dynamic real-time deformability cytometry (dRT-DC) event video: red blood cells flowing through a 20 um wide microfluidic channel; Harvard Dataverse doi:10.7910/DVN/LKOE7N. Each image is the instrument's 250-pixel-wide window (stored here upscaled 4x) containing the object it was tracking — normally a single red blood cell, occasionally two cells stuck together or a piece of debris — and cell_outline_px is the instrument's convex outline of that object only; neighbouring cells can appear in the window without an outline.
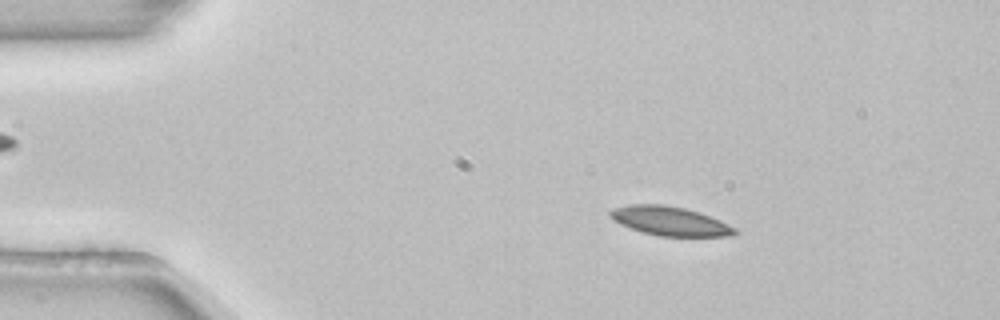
{"species": "common noctule bat (a hibernating species)", "species_latin": "Nyctalus noctula", "temperature_condition": "room temperature", "stored_images_in_passage": 53, "camera_frame_rate_fps": 3000, "um_per_image_px": 0.085, "animal": {"sex": "female", "body_mass_g": 22.7, "forearm_length_mm": 54.2}, "frame": {"image": 1, "passage_image": 9, "time_ms": 2.667, "image_size_px": [1000, 320], "cell_outline_px": [[740, 232], [732, 236], [660, 236], [640, 232], [620, 224], [612, 220], [608, 216], [608, 212], [612, 208], [628, 204], [664, 204], [684, 208], [700, 212], [720, 220], [736, 228]], "centroid_in_image_um": [56.92, 18.78], "position_along_channel_um": 28.1, "area_um2": 21.44}}
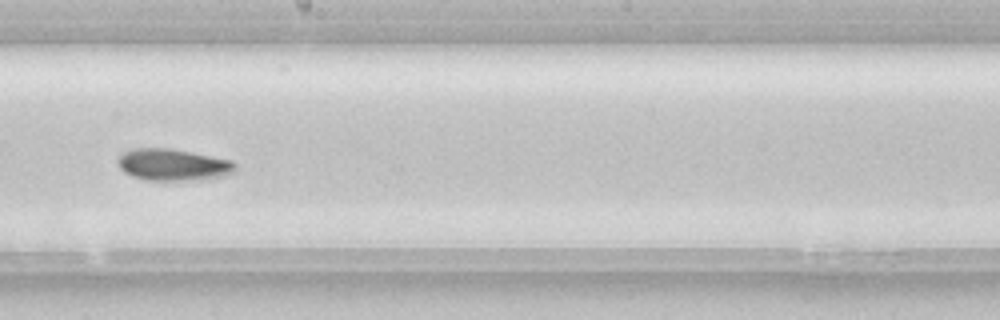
{"frame": {"image": 2, "passage_image": 30, "time_ms": 9.667, "image_size_px": [1000, 320], "cell_outline_px": [[236, 168], [232, 172], [224, 176], [204, 180], [144, 180], [132, 176], [124, 172], [120, 168], [116, 160], [124, 152], [132, 148], [168, 148], [212, 156], [232, 160], [236, 164]], "centroid_in_image_um": [14.7, 14.01], "position_along_channel_um": 233.5, "area_um2": 21.85}}
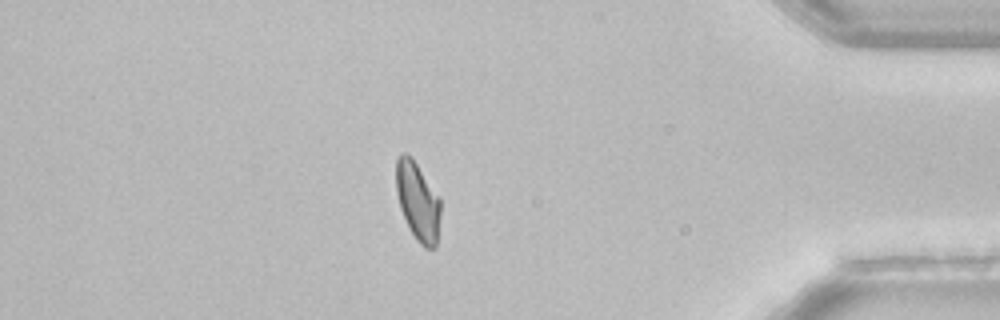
{"frame": {"image": 3, "passage_image": 46, "time_ms": 15.0, "image_size_px": [1000, 320], "cell_outline_px": [[440, 216], [436, 248], [424, 248], [416, 240], [408, 228], [400, 208], [396, 192], [396, 160], [400, 152], [408, 152], [412, 156], [440, 196]], "centroid_in_image_um": [35.5, 17.08], "position_along_channel_um": 399.7, "area_um2": 20.87}, "authors_computed_cell_mechanics": {"area_um2": 20.9814, "velocity_mm_per_s": 3.8451, "shape_relaxation_time_tau1_ms": 8.4629, "shape_relaxation_time_tau2_ms": null, "deformation_change_tau1": 0.1629, "deformation_change_tau2": null}}